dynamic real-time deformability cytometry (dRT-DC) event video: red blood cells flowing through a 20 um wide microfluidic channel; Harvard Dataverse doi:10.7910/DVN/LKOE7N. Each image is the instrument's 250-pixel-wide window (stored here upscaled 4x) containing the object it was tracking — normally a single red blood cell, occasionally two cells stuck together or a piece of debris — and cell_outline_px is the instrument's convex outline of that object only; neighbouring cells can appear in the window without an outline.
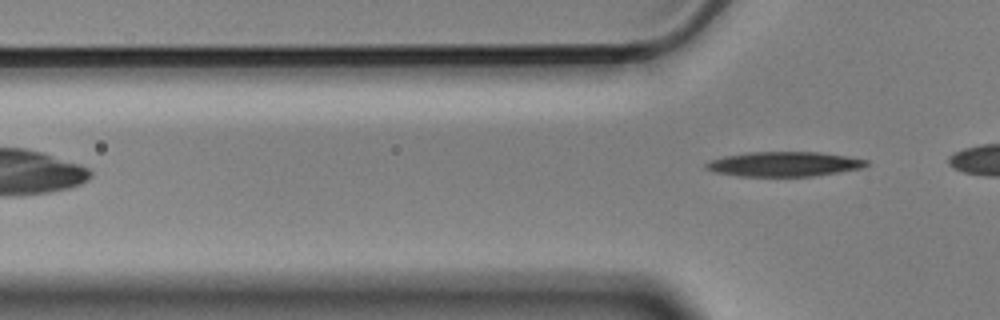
{"species": "Egyptian fruit bat (a non-hibernating species)", "species_latin": "Rousettus aegyptiacus", "temperature_condition": "cold", "stored_images_in_passage": 5, "camera_frame_rate_fps": 3000, "um_per_image_px": 0.085, "animal": {"sex": "male"}, "frame": {"image": 1, "passage_image": 5, "time_ms": 1.333, "image_size_px": [1000, 320], "cell_outline_px": [[868, 164], [864, 168], [816, 176], [736, 176], [712, 172], [704, 168], [704, 164], [708, 160], [724, 156], [748, 152], [820, 152], [848, 156], [868, 160]], "centroid_in_image_um": [66.62, 13.95], "position_along_channel_um": 59.2, "area_um2": 23.47}}